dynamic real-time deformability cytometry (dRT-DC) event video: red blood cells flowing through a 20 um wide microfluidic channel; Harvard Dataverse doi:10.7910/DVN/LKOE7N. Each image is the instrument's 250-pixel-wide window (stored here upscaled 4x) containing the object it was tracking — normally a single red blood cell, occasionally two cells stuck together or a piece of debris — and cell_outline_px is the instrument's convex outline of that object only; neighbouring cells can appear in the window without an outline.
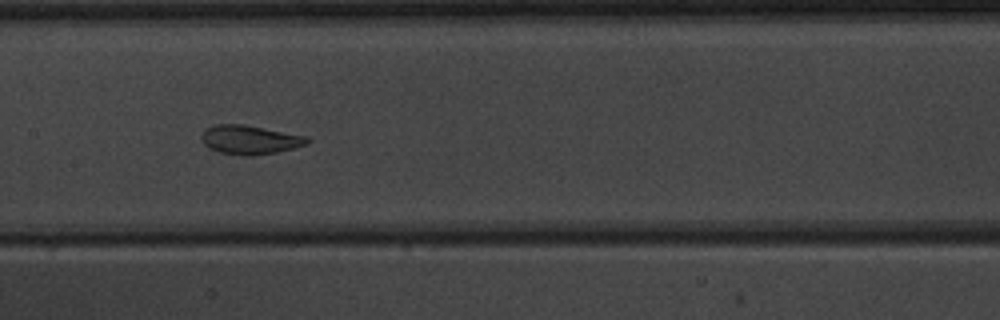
{"species": "common noctule bat (a hibernating species)", "species_latin": "Nyctalus noctula", "temperature_condition": "warm", "stored_images_in_passage": 9, "camera_frame_rate_fps": 3000, "um_per_image_px": 0.085, "animal": {"sex": "male", "body_mass_g": 20.1, "forearm_length_mm": 53.5}, "frame": {"image": 1, "passage_image": 7, "time_ms": 7.667, "image_size_px": [1000, 320], "cell_outline_px": [[312, 140], [308, 144], [276, 152], [252, 156], [244, 156], [220, 152], [208, 148], [204, 144], [200, 136], [212, 124], [244, 124], [308, 136]], "centroid_in_image_um": [21.26, 11.87], "position_along_channel_um": 186.1, "area_um2": 17.98}}
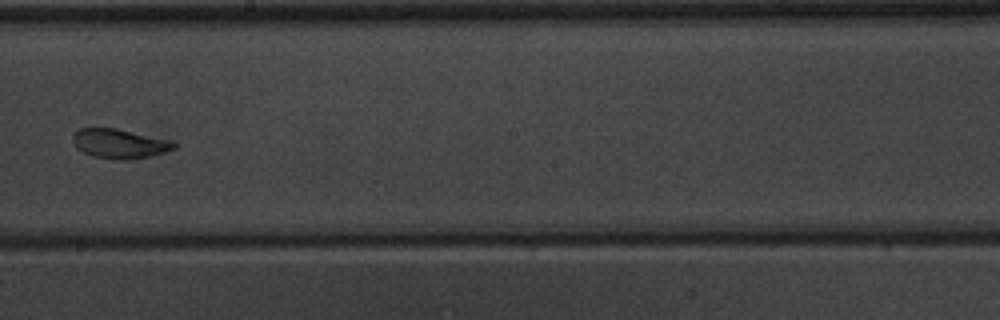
{"frame": {"image": 2, "passage_image": 8, "time_ms": 9.0, "image_size_px": [1000, 320], "cell_outline_px": [[176, 148], [164, 152], [148, 156], [124, 160], [112, 160], [92, 156], [76, 148], [72, 140], [72, 136], [76, 128], [116, 128], [172, 140], [176, 144]], "centroid_in_image_um": [10.13, 12.2], "position_along_channel_um": 238.1, "area_um2": 17.51}}
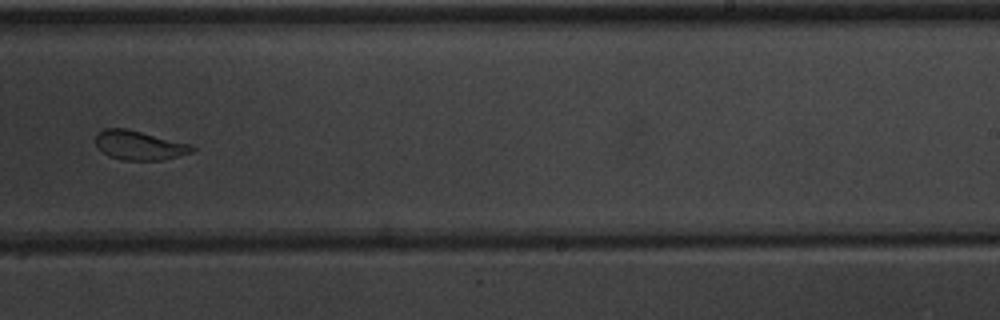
{"frame": {"image": 3, "passage_image": 9, "time_ms": 10.0, "image_size_px": [1000, 320], "cell_outline_px": [[196, 148], [192, 152], [160, 160], [124, 160], [108, 156], [96, 144], [96, 132], [104, 128], [128, 128], [192, 144]], "centroid_in_image_um": [11.84, 12.33], "position_along_channel_um": 277.2, "area_um2": 16.47}}